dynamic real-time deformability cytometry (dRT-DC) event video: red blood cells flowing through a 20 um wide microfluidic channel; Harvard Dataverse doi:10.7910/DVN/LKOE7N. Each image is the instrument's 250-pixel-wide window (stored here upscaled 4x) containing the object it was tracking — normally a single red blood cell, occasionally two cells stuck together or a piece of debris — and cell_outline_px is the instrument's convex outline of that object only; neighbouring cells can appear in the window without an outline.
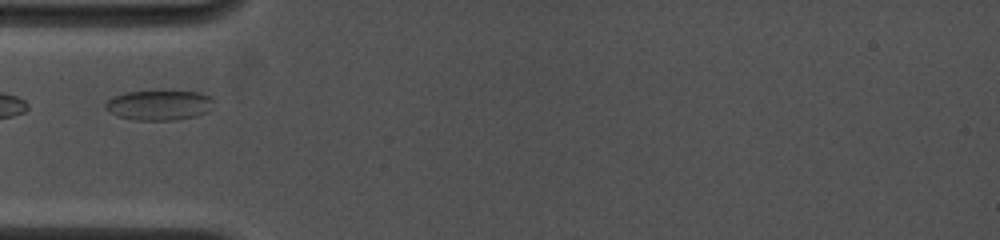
{"species": "common noctule bat (a hibernating species)", "species_latin": "Nyctalus noctula", "temperature_condition": "cold", "stored_images_in_passage": 17, "camera_frame_rate_fps": 4500, "um_per_image_px": 0.085, "animal": {"sex": "female", "body_mass_g": 19.0, "forearm_length_mm": 53.3}, "frame": {"image": 1, "passage_image": 1, "time_ms": 0.0, "image_size_px": [1000, 240], "cell_outline_px": [[212, 100], [204, 112], [196, 116], [176, 120], [136, 120], [116, 116], [108, 112], [104, 108], [104, 104], [108, 100], [124, 92], [200, 92], [208, 96]], "centroid_in_image_um": [13.42, 8.96], "position_along_channel_um": 71.6, "area_um2": 18.44}}
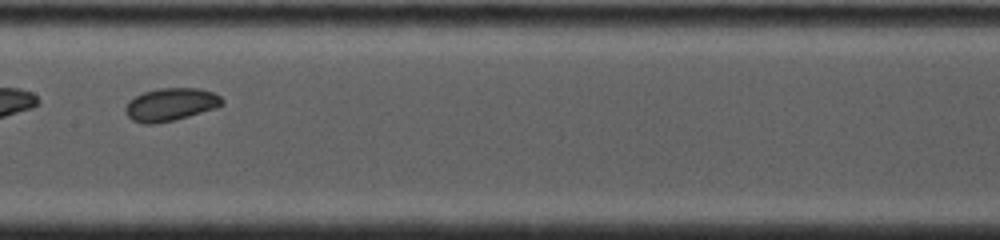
{"frame": {"image": 2, "passage_image": 8, "time_ms": 3.111, "image_size_px": [1000, 240], "cell_outline_px": [[224, 104], [216, 108], [188, 116], [172, 120], [152, 124], [144, 124], [132, 120], [124, 112], [124, 108], [128, 100], [144, 92], [160, 88], [196, 88], [212, 92], [220, 96], [224, 100]], "centroid_in_image_um": [14.49, 8.88], "position_along_channel_um": 192.9, "area_um2": 18.44}}